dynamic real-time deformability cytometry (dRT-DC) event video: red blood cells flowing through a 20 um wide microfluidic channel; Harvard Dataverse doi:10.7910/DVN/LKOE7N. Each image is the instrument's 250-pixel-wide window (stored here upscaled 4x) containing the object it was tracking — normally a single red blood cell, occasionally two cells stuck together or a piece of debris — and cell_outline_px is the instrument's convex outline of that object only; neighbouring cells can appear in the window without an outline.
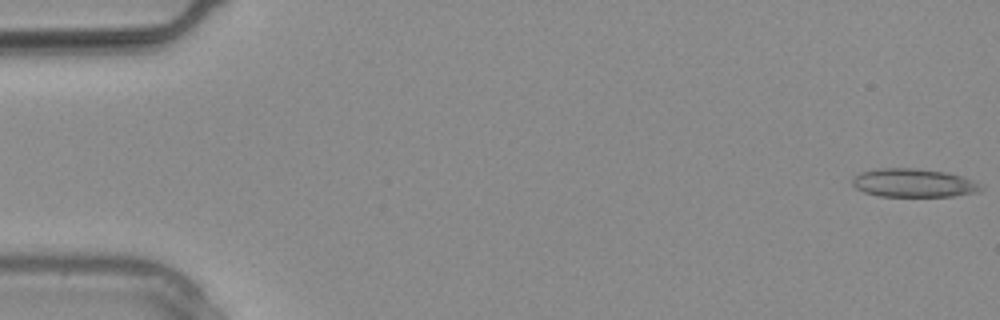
{"species": "common noctule bat (a hibernating species)", "species_latin": "Nyctalus noctula", "temperature_condition": "warm", "stored_images_in_passage": 4, "camera_frame_rate_fps": 3000, "um_per_image_px": 0.085, "animal": {"sex": "male", "body_mass_g": 20.4}, "frame": {"image": 1, "passage_image": 4, "time_ms": 1.0, "image_size_px": [1000, 320], "cell_outline_px": [[984, 188], [980, 192], [952, 196], [880, 196], [864, 192], [856, 188], [852, 184], [852, 180], [860, 172], [876, 168], [916, 168], [948, 172], [972, 180]], "centroid_in_image_um": [77.65, 15.54], "position_along_channel_um": 7.3, "area_um2": 21.33}}